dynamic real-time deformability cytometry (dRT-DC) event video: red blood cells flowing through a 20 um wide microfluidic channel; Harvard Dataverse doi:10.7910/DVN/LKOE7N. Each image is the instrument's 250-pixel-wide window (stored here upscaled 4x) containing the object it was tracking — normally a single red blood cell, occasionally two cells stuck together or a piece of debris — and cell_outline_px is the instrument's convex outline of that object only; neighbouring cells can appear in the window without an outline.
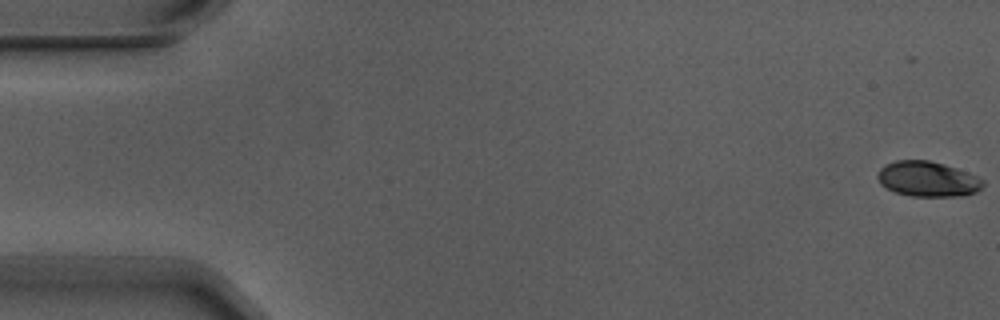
{"species": "Egyptian fruit bat (a non-hibernating species)", "species_latin": "Rousettus aegyptiacus", "temperature_condition": "warm", "stored_images_in_passage": 4, "camera_frame_rate_fps": 3000, "um_per_image_px": 0.085, "animal": {"sex": "male"}, "frame": {"image": 1, "passage_image": 1, "time_ms": 0.0, "image_size_px": [1000, 320], "cell_outline_px": [[984, 184], [976, 192], [964, 196], [912, 196], [896, 192], [880, 184], [876, 176], [880, 168], [896, 160], [928, 160], [944, 164], [956, 168], [976, 176], [984, 180]], "centroid_in_image_um": [78.85, 15.22], "position_along_channel_um": 6.1, "area_um2": 21.5}}
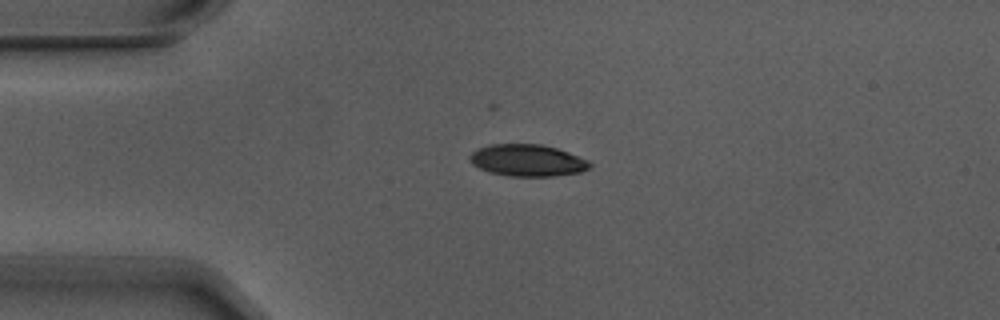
{"frame": {"image": 2, "passage_image": 4, "time_ms": 1.0, "image_size_px": [1000, 320], "cell_outline_px": [[592, 164], [588, 168], [580, 172], [552, 176], [508, 176], [488, 172], [472, 164], [468, 160], [468, 156], [476, 148], [488, 144], [540, 144], [556, 148], [568, 152], [588, 160]], "centroid_in_image_um": [44.77, 13.62], "position_along_channel_um": 40.2, "area_um2": 22.37}}